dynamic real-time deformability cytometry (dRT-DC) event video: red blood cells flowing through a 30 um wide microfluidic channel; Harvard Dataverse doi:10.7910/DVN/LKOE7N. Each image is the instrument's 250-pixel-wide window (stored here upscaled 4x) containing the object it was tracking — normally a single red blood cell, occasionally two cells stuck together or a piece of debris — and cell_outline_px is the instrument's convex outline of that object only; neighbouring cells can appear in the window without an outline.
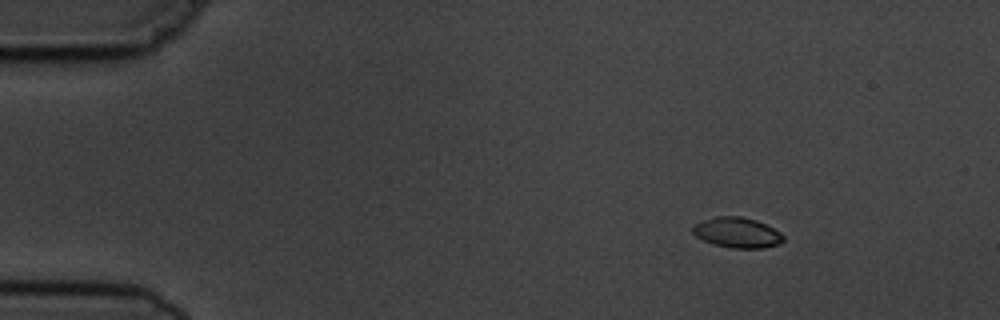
{"species": "common noctule bat (a hibernating species)", "species_latin": "Nyctalus noctula", "temperature_condition": "cold", "stored_images_in_passage": 5, "camera_frame_rate_fps": 3000, "um_per_image_px": 0.085, "animal": {"sex": "male", "body_mass_g": 19.5, "forearm_length_mm": 54.6}, "frame": {"image": 1, "passage_image": 1, "time_ms": 0.0, "image_size_px": [1000, 320], "cell_outline_px": [[784, 240], [780, 244], [764, 248], [732, 248], [716, 244], [704, 240], [696, 236], [692, 232], [692, 224], [716, 216], [740, 216], [756, 220], [780, 232], [784, 236]], "centroid_in_image_um": [62.66, 19.77], "position_along_channel_um": 22.3, "area_um2": 15.95}}
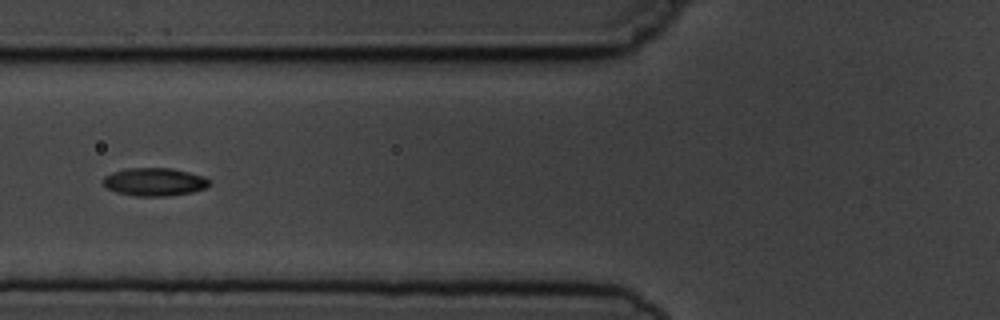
{"frame": {"image": 2, "passage_image": 5, "time_ms": 4.667, "image_size_px": [1000, 320], "cell_outline_px": [[212, 184], [204, 188], [192, 192], [168, 196], [136, 196], [116, 192], [108, 188], [104, 184], [104, 176], [112, 172], [124, 168], [172, 168], [204, 176], [212, 180]], "centroid_in_image_um": [13.16, 15.45], "position_along_channel_um": 112.6, "area_um2": 17.46}}